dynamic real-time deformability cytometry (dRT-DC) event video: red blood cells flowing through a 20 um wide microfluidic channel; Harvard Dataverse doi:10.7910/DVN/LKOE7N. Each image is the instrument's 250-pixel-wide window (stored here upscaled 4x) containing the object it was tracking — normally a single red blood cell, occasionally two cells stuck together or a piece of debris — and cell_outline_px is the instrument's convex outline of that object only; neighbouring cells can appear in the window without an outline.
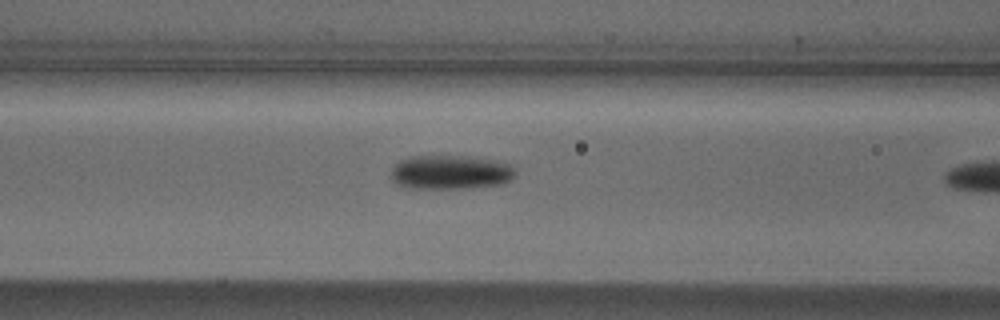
{"species": "Egyptian fruit bat (a non-hibernating species)", "species_latin": "Rousettus aegyptiacus", "temperature_condition": "cold", "stored_images_in_passage": 11, "camera_frame_rate_fps": 3000, "um_per_image_px": 0.085, "animal": {"sex": "male"}, "frame": {"image": 1, "passage_image": 10, "time_ms": 3.0, "image_size_px": [1000, 320], "cell_outline_px": [[516, 176], [504, 184], [464, 188], [408, 188], [396, 184], [392, 180], [392, 168], [400, 160], [412, 156], [460, 156], [496, 160], [508, 164], [516, 172]], "centroid_in_image_um": [38.29, 14.65], "position_along_channel_um": 128.3, "area_um2": 24.68}}